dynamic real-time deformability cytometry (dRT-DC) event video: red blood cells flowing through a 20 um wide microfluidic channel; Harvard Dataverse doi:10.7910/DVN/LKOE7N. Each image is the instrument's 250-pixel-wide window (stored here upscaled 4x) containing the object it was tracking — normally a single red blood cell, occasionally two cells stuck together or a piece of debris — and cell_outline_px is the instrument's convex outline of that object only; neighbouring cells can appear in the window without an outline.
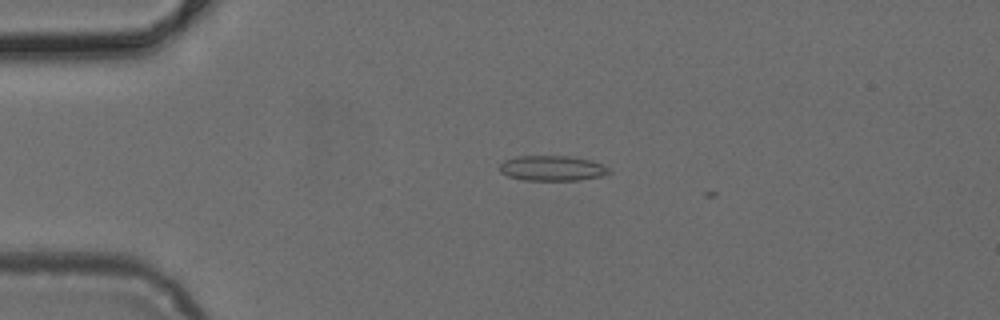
{"species": "common noctule bat (a hibernating species)", "species_latin": "Nyctalus noctula", "temperature_condition": "cold", "stored_images_in_passage": 3, "camera_frame_rate_fps": 3000, "um_per_image_px": 0.085, "animal": {"sex": "female", "body_mass_g": 24.6, "forearm_length_mm": 56.2}, "frame": {"image": 1, "passage_image": 1, "time_ms": 0.0, "image_size_px": [1000, 320], "cell_outline_px": [[612, 172], [604, 176], [580, 180], [524, 180], [508, 176], [500, 172], [500, 164], [504, 160], [516, 156], [572, 156], [592, 160], [604, 164]], "centroid_in_image_um": [46.98, 14.29], "position_along_channel_um": 38.0, "area_um2": 16.3}}